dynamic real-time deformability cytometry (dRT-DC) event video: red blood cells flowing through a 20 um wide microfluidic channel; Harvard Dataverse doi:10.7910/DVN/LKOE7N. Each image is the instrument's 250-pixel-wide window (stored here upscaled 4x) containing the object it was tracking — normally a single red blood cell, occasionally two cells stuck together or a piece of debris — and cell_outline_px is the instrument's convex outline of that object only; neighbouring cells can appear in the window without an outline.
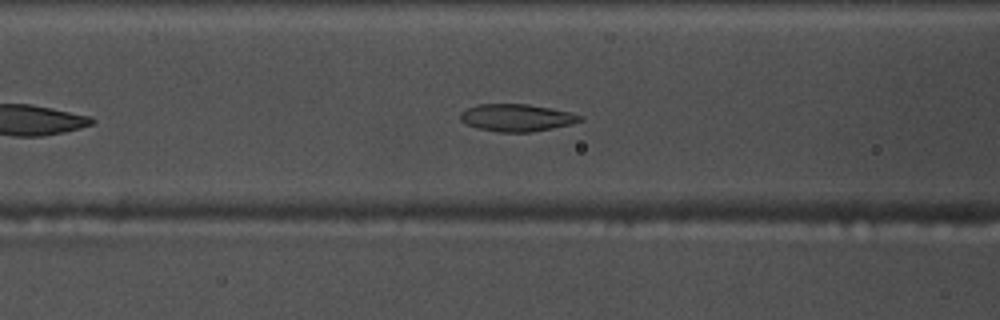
{"species": "common noctule bat (a hibernating species)", "species_latin": "Nyctalus noctula", "temperature_condition": "warm", "stored_images_in_passage": 39, "camera_frame_rate_fps": 3000, "um_per_image_px": 0.085, "animal": {"sex": "male", "body_mass_g": 17.5, "forearm_length_mm": 52.3}, "frame": {"image": 1, "passage_image": 6, "time_ms": 1.667, "image_size_px": [1000, 320], "cell_outline_px": [[584, 120], [552, 128], [532, 132], [500, 132], [476, 128], [460, 120], [460, 112], [476, 104], [528, 104], [552, 108], [572, 112], [584, 116]], "centroid_in_image_um": [43.93, 9.99], "position_along_channel_um": 122.7, "area_um2": 19.13}}
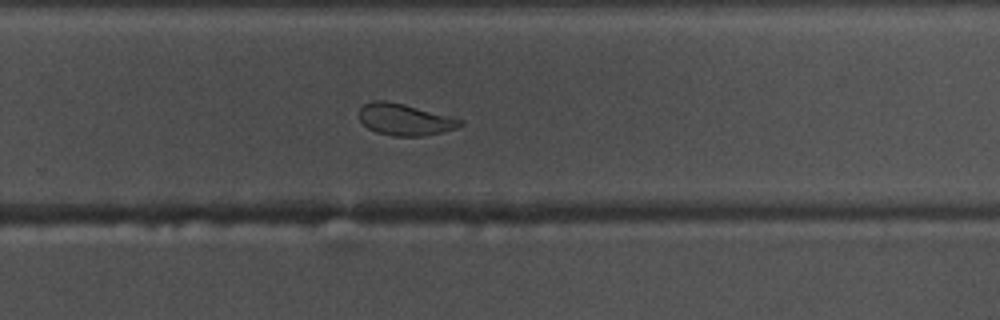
{"frame": {"image": 2, "passage_image": 20, "time_ms": 6.333, "image_size_px": [1000, 320], "cell_outline_px": [[464, 124], [456, 128], [424, 136], [392, 136], [376, 132], [368, 128], [360, 120], [360, 108], [364, 104], [372, 100], [388, 100], [404, 104], [464, 120]], "centroid_in_image_um": [34.4, 10.16], "position_along_channel_um": 295.4, "area_um2": 18.55}}
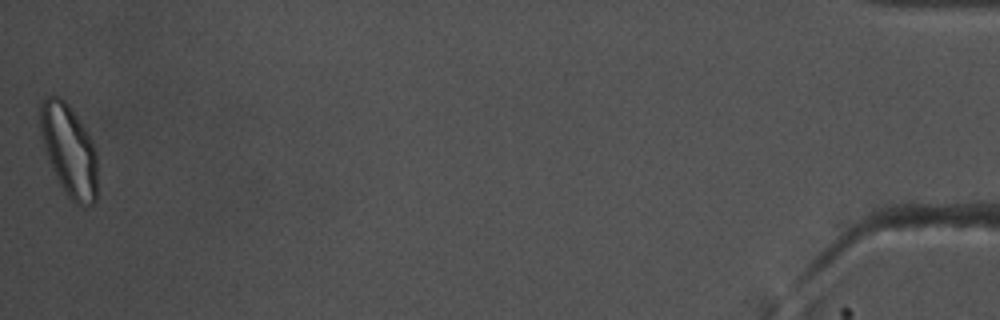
{"frame": {"image": 3, "passage_image": 39, "time_ms": 12.667, "image_size_px": [1000, 320], "cell_outline_px": [[96, 200], [92, 204], [84, 208], [76, 204], [68, 196], [60, 184], [52, 168], [40, 132], [40, 100], [48, 96], [56, 96], [64, 100], [68, 104], [88, 132], [92, 140], [96, 152]], "centroid_in_image_um": [5.87, 12.77], "position_along_channel_um": 429.3, "area_um2": 30.35}, "authors_computed_cell_mechanics": {"area_um2": 19.7676, "velocity_mm_per_s": 3.7096, "shape_relaxation_time_tau1_ms": null, "shape_relaxation_time_tau2_ms": 2.1651, "deformation_change_tau1": null, "deformation_change_tau2": 0.0788}}